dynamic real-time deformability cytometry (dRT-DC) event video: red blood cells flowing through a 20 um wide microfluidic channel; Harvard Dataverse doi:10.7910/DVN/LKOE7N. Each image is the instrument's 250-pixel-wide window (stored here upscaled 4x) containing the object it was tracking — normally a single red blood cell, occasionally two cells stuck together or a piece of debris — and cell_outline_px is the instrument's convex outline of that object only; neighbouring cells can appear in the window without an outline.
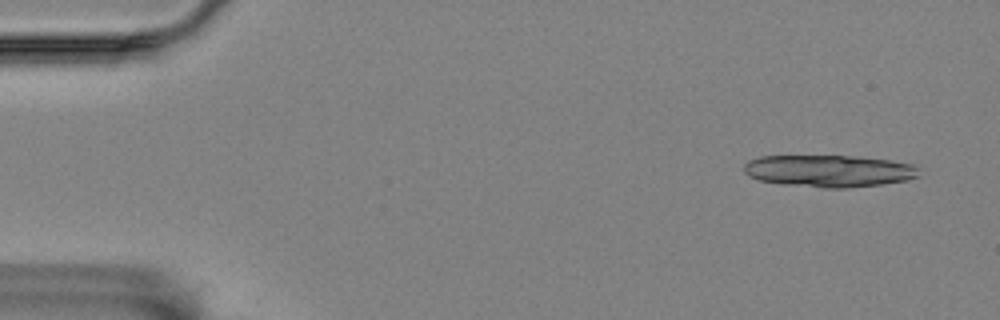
{"species": "Egyptian fruit bat (a non-hibernating species)", "species_latin": "Rousettus aegyptiacus", "temperature_condition": "room temperature", "stored_images_in_passage": 6, "camera_frame_rate_fps": 3000, "um_per_image_px": 0.085, "animal": {"sex": "female"}, "frame": {"image": 1, "passage_image": 1, "time_ms": 0.0, "image_size_px": [1000, 320], "cell_outline_px": [[920, 176], [908, 180], [880, 184], [848, 188], [824, 188], [784, 184], [760, 180], [748, 176], [744, 172], [744, 164], [748, 160], [760, 156], [856, 156], [888, 160], [912, 164], [916, 168]], "centroid_in_image_um": [70.44, 14.53], "position_along_channel_um": 14.6, "area_um2": 32.66}}